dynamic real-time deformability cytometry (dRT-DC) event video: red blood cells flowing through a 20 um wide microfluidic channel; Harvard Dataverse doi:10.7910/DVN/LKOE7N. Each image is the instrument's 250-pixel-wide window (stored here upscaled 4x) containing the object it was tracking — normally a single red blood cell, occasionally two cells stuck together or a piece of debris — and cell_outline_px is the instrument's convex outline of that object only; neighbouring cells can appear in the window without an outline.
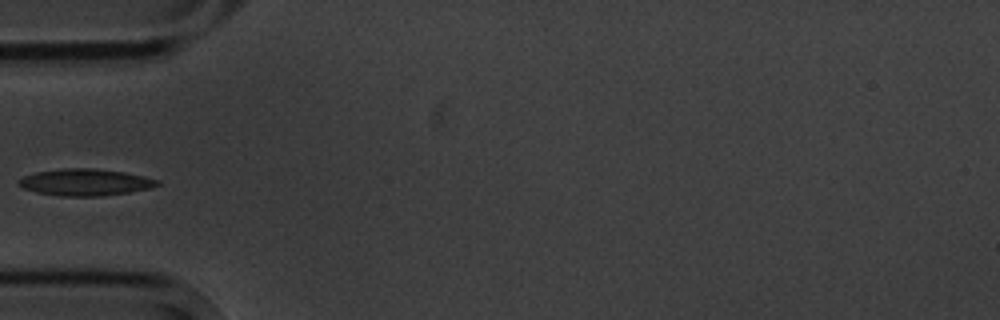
{"species": "common noctule bat (a hibernating species)", "species_latin": "Nyctalus noctula", "temperature_condition": "cold", "stored_images_in_passage": 5, "camera_frame_rate_fps": 3000, "um_per_image_px": 0.085, "animal": {"sex": "male", "body_mass_g": 20.1, "forearm_length_mm": 53.5}, "frame": {"image": 1, "passage_image": 4, "time_ms": 4.333, "image_size_px": [1000, 320], "cell_outline_px": [[160, 184], [152, 188], [128, 192], [100, 196], [60, 196], [36, 192], [24, 188], [16, 184], [16, 180], [24, 176], [36, 172], [64, 168], [96, 168], [124, 172], [144, 176], [160, 180]], "centroid_in_image_um": [7.24, 15.49], "position_along_channel_um": 77.8, "area_um2": 21.73}}
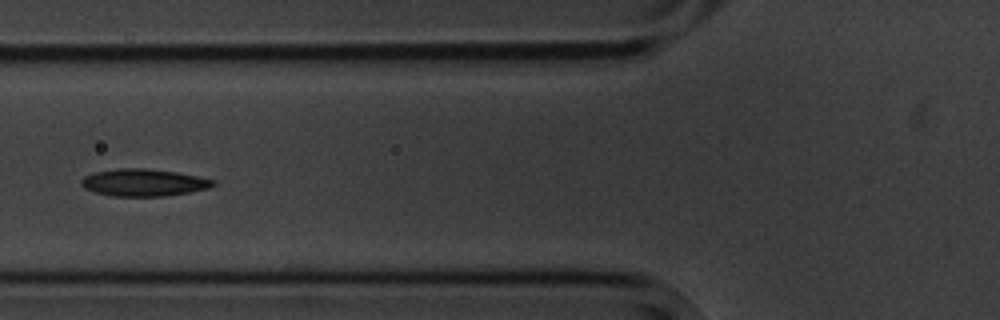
{"frame": {"image": 2, "passage_image": 5, "time_ms": 5.333, "image_size_px": [1000, 320], "cell_outline_px": [[216, 184], [208, 188], [188, 192], [164, 196], [108, 196], [84, 188], [80, 184], [80, 180], [84, 176], [92, 172], [120, 168], [144, 168], [176, 172], [216, 180]], "centroid_in_image_um": [12.16, 15.51], "position_along_channel_um": 113.6, "area_um2": 20.92}}